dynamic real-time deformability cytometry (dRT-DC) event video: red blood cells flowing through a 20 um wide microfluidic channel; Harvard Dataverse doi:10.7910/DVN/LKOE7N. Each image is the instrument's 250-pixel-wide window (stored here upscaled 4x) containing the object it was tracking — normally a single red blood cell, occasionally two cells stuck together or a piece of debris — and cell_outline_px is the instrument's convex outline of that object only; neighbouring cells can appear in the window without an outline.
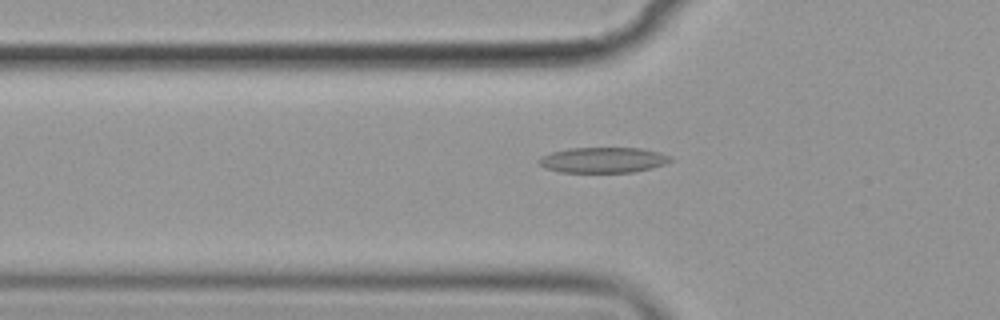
{"species": "common noctule bat (a hibernating species)", "species_latin": "Nyctalus noctula", "temperature_condition": "cold", "stored_images_in_passage": 56, "camera_frame_rate_fps": 3000, "um_per_image_px": 0.085, "animal": {"sex": "female", "body_mass_g": 19.9}, "frame": {"image": 1, "passage_image": 19, "time_ms": 6.0, "image_size_px": [1000, 320], "cell_outline_px": [[672, 160], [664, 164], [652, 168], [632, 172], [560, 172], [544, 168], [536, 160], [540, 156], [552, 152], [568, 148], [640, 148], [660, 152], [672, 156]], "centroid_in_image_um": [51.25, 13.6], "position_along_channel_um": 74.6, "area_um2": 19.65}}
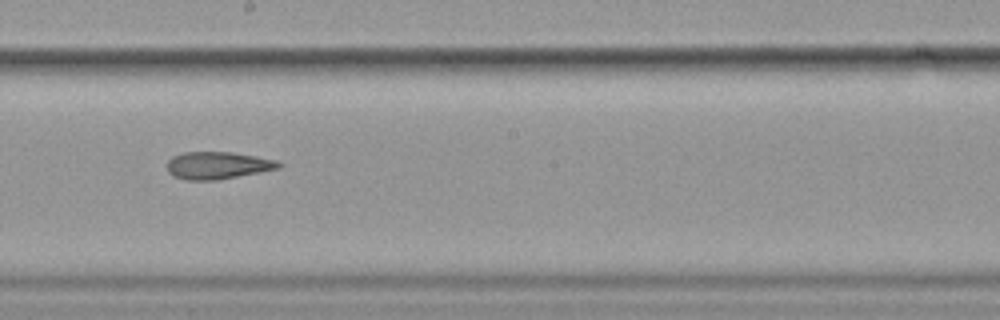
{"frame": {"image": 2, "passage_image": 32, "time_ms": 10.333, "image_size_px": [1000, 320], "cell_outline_px": [[284, 164], [280, 168], [260, 172], [216, 180], [184, 180], [172, 176], [168, 172], [168, 160], [172, 156], [184, 152], [232, 152], [256, 156], [276, 160]], "centroid_in_image_um": [18.5, 14.06], "position_along_channel_um": 229.7, "area_um2": 17.86}}
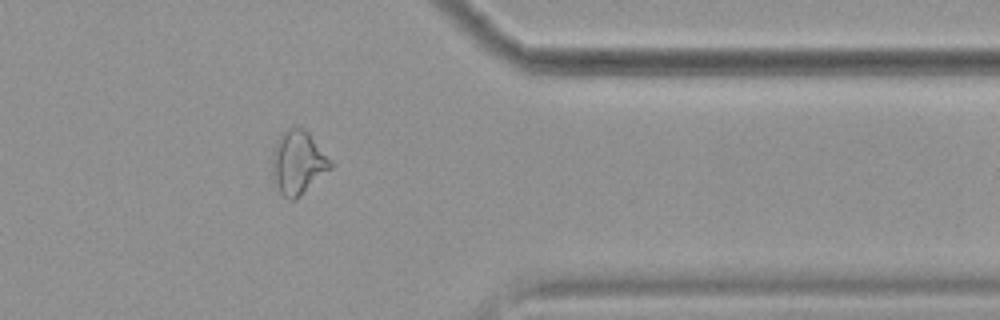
{"frame": {"image": 3, "passage_image": 46, "time_ms": 15.0, "image_size_px": [1000, 320], "cell_outline_px": [[332, 168], [296, 200], [288, 200], [280, 192], [272, 176], [272, 152], [276, 140], [288, 128], [300, 128], [308, 132], [332, 160]], "centroid_in_image_um": [25.33, 13.84], "position_along_channel_um": 386.1, "area_um2": 21.62}, "authors_computed_cell_mechanics": {"area_um2": 20.23, "velocity_mm_per_s": 3.58, "shape_relaxation_time_tau1_ms": null, "shape_relaxation_time_tau2_ms": 5.5282, "deformation_change_tau1": null, "deformation_change_tau2": 0.1674}}